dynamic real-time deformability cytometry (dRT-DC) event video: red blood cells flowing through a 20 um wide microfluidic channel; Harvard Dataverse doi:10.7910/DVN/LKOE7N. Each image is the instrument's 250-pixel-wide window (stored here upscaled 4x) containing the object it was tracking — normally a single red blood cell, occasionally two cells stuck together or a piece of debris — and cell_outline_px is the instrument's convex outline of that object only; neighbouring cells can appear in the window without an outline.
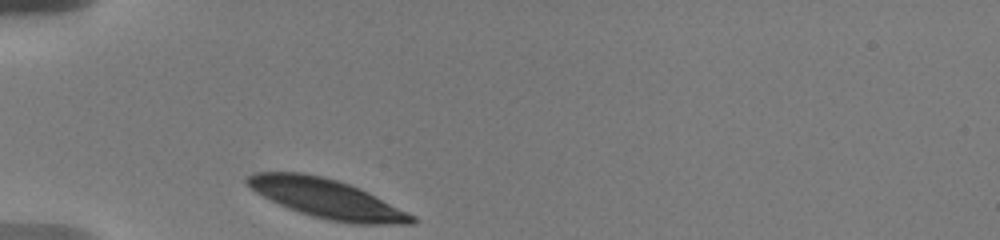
{"species": "human", "species_latin": "Homo sapiens", "temperature_condition": "warm", "stored_images_in_passage": 1, "camera_frame_rate_fps": 3000, "um_per_image_px": 0.085, "donor": {"sex": "male"}, "frame": {"image": 1, "passage_image": 1, "time_ms": 0.0, "image_size_px": [1000, 240], "cell_outline_px": [[416, 220], [412, 224], [352, 224], [328, 220], [312, 216], [288, 208], [256, 192], [244, 180], [244, 176], [256, 172], [304, 172], [336, 180], [360, 188], [416, 216]], "centroid_in_image_um": [27.78, 16.88], "position_along_channel_um": 57.2, "area_um2": 37.28}}